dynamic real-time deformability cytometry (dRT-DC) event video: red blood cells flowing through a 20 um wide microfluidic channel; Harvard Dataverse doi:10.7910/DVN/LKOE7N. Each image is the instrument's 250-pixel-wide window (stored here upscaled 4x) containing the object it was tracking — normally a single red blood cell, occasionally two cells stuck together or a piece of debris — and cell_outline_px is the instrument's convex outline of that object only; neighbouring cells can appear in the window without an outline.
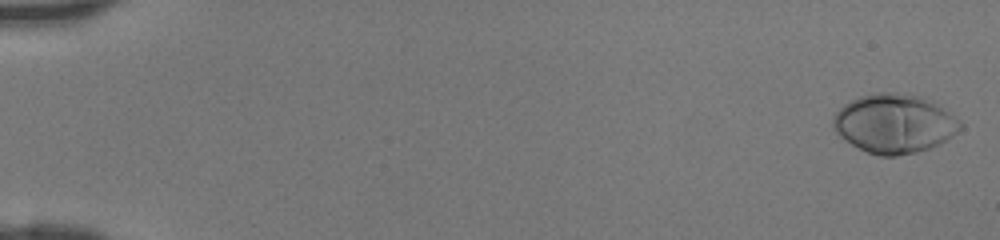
{"species": "human", "species_latin": "Homo sapiens", "temperature_condition": "room temperature", "stored_images_in_passage": 46, "camera_frame_rate_fps": 3000, "um_per_image_px": 0.085, "donor": {"sex": "female"}, "frame": {"image": 1, "passage_image": 1, "time_ms": 0.0, "image_size_px": [1000, 240], "cell_outline_px": [[964, 128], [952, 136], [932, 148], [916, 152], [896, 156], [880, 156], [868, 152], [844, 140], [832, 128], [832, 116], [844, 104], [860, 96], [876, 92], [896, 92], [920, 96], [932, 100], [940, 104], [956, 116], [964, 124]], "centroid_in_image_um": [76.05, 10.49], "position_along_channel_um": 8.9, "area_um2": 44.27}}
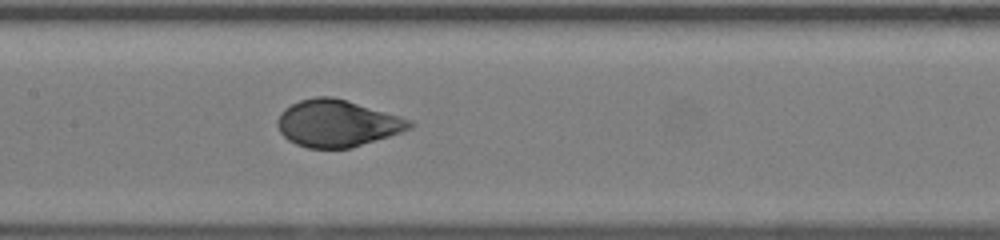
{"frame": {"image": 2, "passage_image": 24, "time_ms": 7.667, "image_size_px": [1000, 240], "cell_outline_px": [[416, 124], [412, 128], [352, 148], [308, 148], [296, 144], [288, 140], [280, 132], [276, 124], [276, 120], [280, 112], [284, 108], [300, 100], [316, 96], [332, 96], [400, 116], [412, 120]], "centroid_in_image_um": [28.64, 10.48], "position_along_channel_um": 178.8, "area_um2": 36.13}}
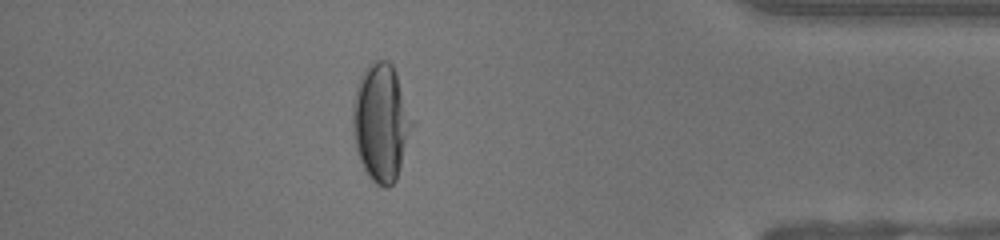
{"frame": {"image": 3, "passage_image": 41, "time_ms": 13.333, "image_size_px": [1000, 240], "cell_outline_px": [[416, 124], [396, 180], [388, 188], [384, 188], [376, 184], [368, 176], [356, 152], [352, 132], [352, 104], [356, 88], [360, 76], [364, 68], [368, 64], [376, 60], [388, 60], [392, 64], [396, 72], [416, 120]], "centroid_in_image_um": [32.43, 10.4], "position_along_channel_um": 402.8, "area_um2": 41.96}}